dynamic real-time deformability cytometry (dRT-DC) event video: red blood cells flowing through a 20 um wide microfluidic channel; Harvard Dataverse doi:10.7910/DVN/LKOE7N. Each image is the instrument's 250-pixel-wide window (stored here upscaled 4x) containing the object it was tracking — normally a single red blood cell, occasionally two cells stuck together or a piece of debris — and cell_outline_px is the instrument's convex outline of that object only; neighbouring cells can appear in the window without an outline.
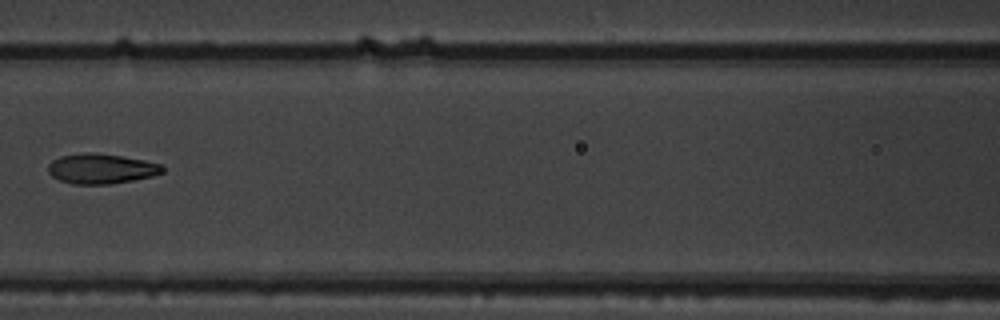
{"species": "common noctule bat (a hibernating species)", "species_latin": "Nyctalus noctula", "temperature_condition": "warm", "stored_images_in_passage": 8, "camera_frame_rate_fps": 3000, "um_per_image_px": 0.085, "animal": {"sex": "male", "body_mass_g": 19.5, "forearm_length_mm": 54.6}, "frame": {"image": 1, "passage_image": 7, "time_ms": 2.0, "image_size_px": [1000, 320], "cell_outline_px": [[164, 172], [152, 176], [132, 180], [108, 184], [72, 184], [60, 180], [52, 176], [48, 172], [48, 164], [52, 160], [60, 156], [88, 152], [120, 156], [144, 160], [160, 164], [164, 168]], "centroid_in_image_um": [8.58, 14.34], "position_along_channel_um": 158.0, "area_um2": 19.83}}
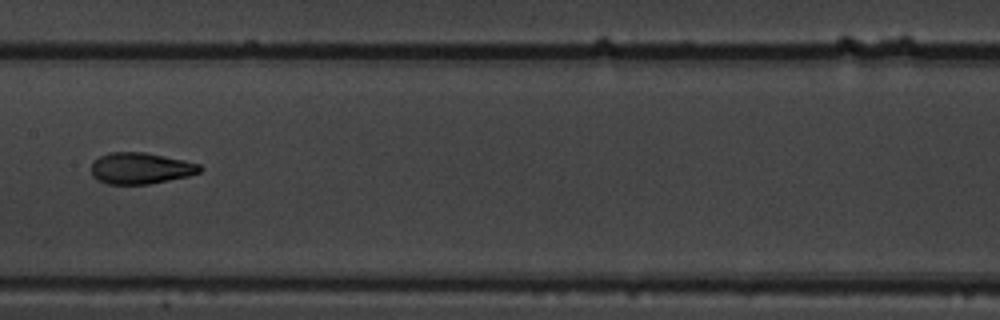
{"frame": {"image": 2, "passage_image": 8, "time_ms": 2.333, "image_size_px": [1000, 320], "cell_outline_px": [[204, 168], [200, 172], [188, 176], [148, 184], [108, 184], [96, 180], [92, 176], [92, 164], [100, 156], [108, 152], [144, 152], [184, 160], [200, 164]], "centroid_in_image_um": [11.96, 14.3], "position_along_channel_um": 195.4, "area_um2": 19.83}}